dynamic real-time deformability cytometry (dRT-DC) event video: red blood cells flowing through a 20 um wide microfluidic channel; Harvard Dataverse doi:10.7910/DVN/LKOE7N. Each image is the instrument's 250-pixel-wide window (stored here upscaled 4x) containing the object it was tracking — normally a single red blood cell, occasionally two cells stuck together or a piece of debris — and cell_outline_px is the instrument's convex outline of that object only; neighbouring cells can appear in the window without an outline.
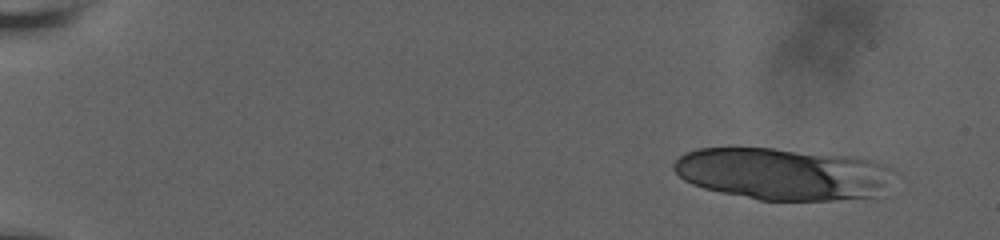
{"species": "human", "species_latin": "Homo sapiens", "temperature_condition": "room temperature", "stored_images_in_passage": 13, "camera_frame_rate_fps": 3000, "um_per_image_px": 0.085, "donor": {"sex": "male"}, "frame": {"image": 1, "passage_image": 1, "time_ms": 0.0, "image_size_px": [1000, 240], "cell_outline_px": [[884, 168], [880, 184], [872, 196], [832, 200], [760, 200], [704, 188], [692, 184], [684, 180], [672, 168], [672, 164], [684, 152], [696, 148], [772, 148], [848, 156], [872, 160], [884, 164]], "centroid_in_image_um": [66.28, 14.76], "position_along_channel_um": 18.7, "area_um2": 64.68}}